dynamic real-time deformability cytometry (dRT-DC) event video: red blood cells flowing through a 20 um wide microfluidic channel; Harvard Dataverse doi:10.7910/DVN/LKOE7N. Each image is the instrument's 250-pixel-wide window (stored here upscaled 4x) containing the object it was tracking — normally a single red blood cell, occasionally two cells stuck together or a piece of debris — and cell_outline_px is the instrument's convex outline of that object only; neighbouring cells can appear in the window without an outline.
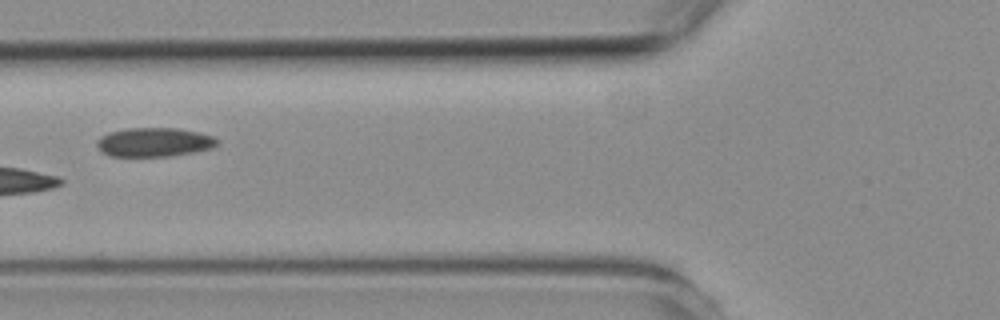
{"species": "common noctule bat (a hibernating species)", "species_latin": "Nyctalus noctula", "temperature_condition": "room temperature", "stored_images_in_passage": 5, "camera_frame_rate_fps": 3000, "um_per_image_px": 0.085, "animal": {"sex": "female", "body_mass_g": 19.3, "forearm_length_mm": 54.1}, "frame": {"image": 1, "passage_image": 5, "time_ms": 4.667, "image_size_px": [1000, 320], "cell_outline_px": [[216, 144], [212, 148], [172, 156], [108, 156], [100, 152], [96, 144], [96, 140], [100, 136], [108, 132], [128, 128], [176, 128], [196, 132], [212, 136], [216, 140]], "centroid_in_image_um": [13.01, 12.09], "position_along_channel_um": 112.8, "area_um2": 20.29}}